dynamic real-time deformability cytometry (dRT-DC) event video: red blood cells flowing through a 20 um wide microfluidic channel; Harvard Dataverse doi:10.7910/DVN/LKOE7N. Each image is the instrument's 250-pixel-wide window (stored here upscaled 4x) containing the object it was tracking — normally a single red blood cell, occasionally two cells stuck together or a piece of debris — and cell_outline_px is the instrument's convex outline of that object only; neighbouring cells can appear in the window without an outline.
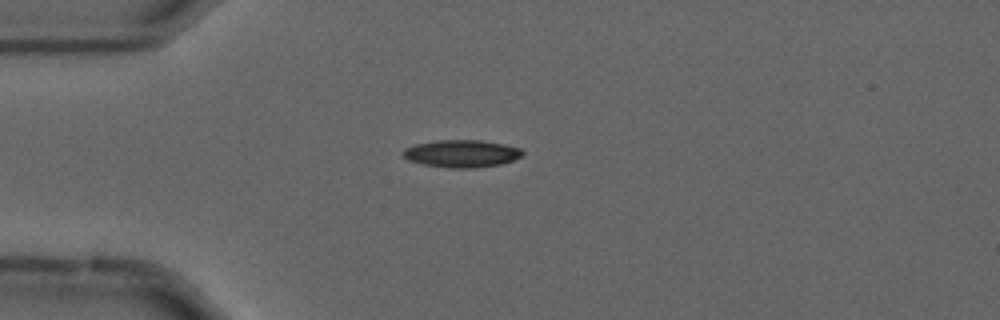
{"species": "common noctule bat (a hibernating species)", "species_latin": "Nyctalus noctula", "temperature_condition": "cold", "stored_images_in_passage": 52, "camera_frame_rate_fps": 3000, "um_per_image_px": 0.085, "animal": {"sex": "male", "forearm_length_mm": 52.5}, "frame": {"image": 1, "passage_image": 11, "time_ms": 3.333, "image_size_px": [1000, 320], "cell_outline_px": [[524, 152], [520, 156], [512, 160], [500, 164], [476, 168], [448, 168], [424, 164], [408, 160], [400, 152], [404, 148], [416, 144], [436, 140], [480, 140], [504, 144], [520, 148]], "centroid_in_image_um": [39.21, 13.05], "position_along_channel_um": 45.8, "area_um2": 19.07}}
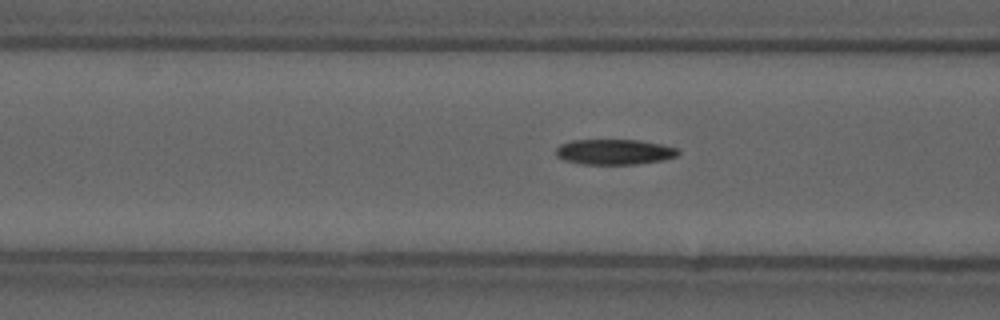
{"frame": {"image": 2, "passage_image": 18, "time_ms": 5.667, "image_size_px": [1000, 320], "cell_outline_px": [[680, 152], [676, 156], [660, 160], [636, 164], [580, 164], [564, 160], [556, 156], [556, 148], [560, 144], [572, 140], [640, 140], [660, 144], [676, 148]], "centroid_in_image_um": [52.17, 12.91], "position_along_channel_um": 114.4, "area_um2": 17.98}}
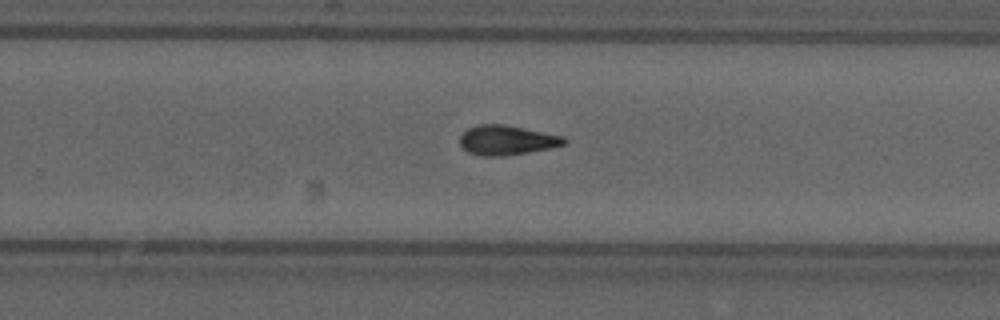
{"frame": {"image": 3, "passage_image": 32, "time_ms": 10.333, "image_size_px": [1000, 320], "cell_outline_px": [[568, 140], [564, 144], [552, 148], [504, 156], [480, 156], [468, 152], [460, 144], [460, 136], [468, 128], [480, 124], [504, 124], [564, 136]], "centroid_in_image_um": [43.09, 11.92], "position_along_channel_um": 286.7, "area_um2": 18.03}, "authors_computed_cell_mechanics": {"area_um2": 17.8313, "velocity_mm_per_s": 3.6997, "shape_relaxation_time_tau1_ms": null, "shape_relaxation_time_tau2_ms": 5.4781, "deformation_change_tau1": null, "deformation_change_tau2": 0.1553}}